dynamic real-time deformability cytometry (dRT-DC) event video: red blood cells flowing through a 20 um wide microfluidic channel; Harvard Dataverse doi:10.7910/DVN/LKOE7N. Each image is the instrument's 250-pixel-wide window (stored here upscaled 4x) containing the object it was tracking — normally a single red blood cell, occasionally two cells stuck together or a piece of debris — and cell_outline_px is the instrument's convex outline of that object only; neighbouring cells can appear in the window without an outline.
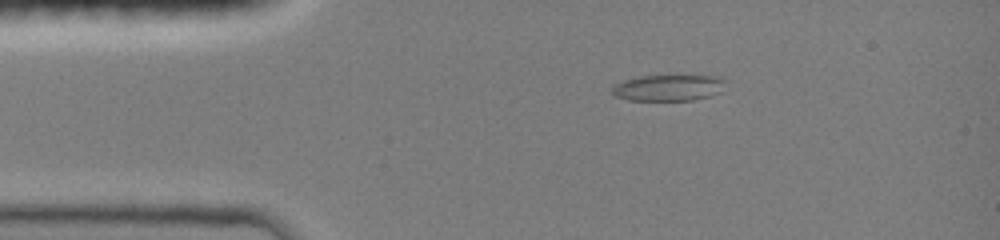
{"species": "common noctule bat (a hibernating species)", "species_latin": "Nyctalus noctula", "temperature_condition": "room temperature", "stored_images_in_passage": 34, "camera_frame_rate_fps": 3000, "um_per_image_px": 0.085, "animal": {"sex": "female", "body_mass_g": 19.0, "forearm_length_mm": 51.5}, "frame": {"image": 1, "passage_image": 1, "time_ms": 0.0, "image_size_px": [1000, 240], "cell_outline_px": [[724, 80], [720, 92], [708, 96], [692, 100], [628, 100], [616, 96], [612, 92], [612, 84], [624, 80], [640, 76], [716, 76]], "centroid_in_image_um": [56.74, 7.46], "position_along_channel_um": 28.3, "area_um2": 17.05}}
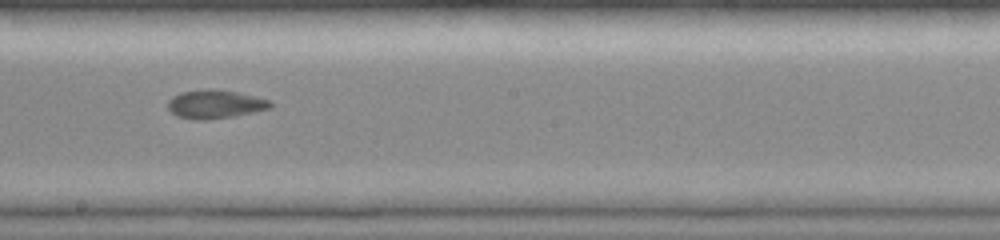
{"frame": {"image": 2, "passage_image": 19, "time_ms": 6.0, "image_size_px": [1000, 240], "cell_outline_px": [[272, 104], [268, 108], [236, 116], [200, 120], [196, 120], [176, 116], [168, 108], [168, 100], [172, 96], [180, 92], [208, 88], [212, 88], [236, 92], [268, 100]], "centroid_in_image_um": [18.21, 8.85], "position_along_channel_um": 230.0, "area_um2": 16.88}}
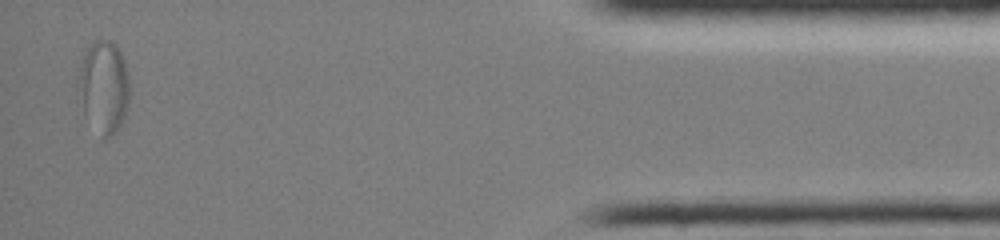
{"frame": {"image": 3, "passage_image": 34, "time_ms": 12.333, "image_size_px": [1000, 240], "cell_outline_px": [[128, 104], [124, 116], [116, 132], [104, 140], [84, 112], [76, 96], [76, 80], [80, 60], [84, 48], [92, 40], [108, 40], [116, 44], [124, 60], [128, 76]], "centroid_in_image_um": [8.75, 7.32], "position_along_channel_um": 426.5, "area_um2": 28.21}}